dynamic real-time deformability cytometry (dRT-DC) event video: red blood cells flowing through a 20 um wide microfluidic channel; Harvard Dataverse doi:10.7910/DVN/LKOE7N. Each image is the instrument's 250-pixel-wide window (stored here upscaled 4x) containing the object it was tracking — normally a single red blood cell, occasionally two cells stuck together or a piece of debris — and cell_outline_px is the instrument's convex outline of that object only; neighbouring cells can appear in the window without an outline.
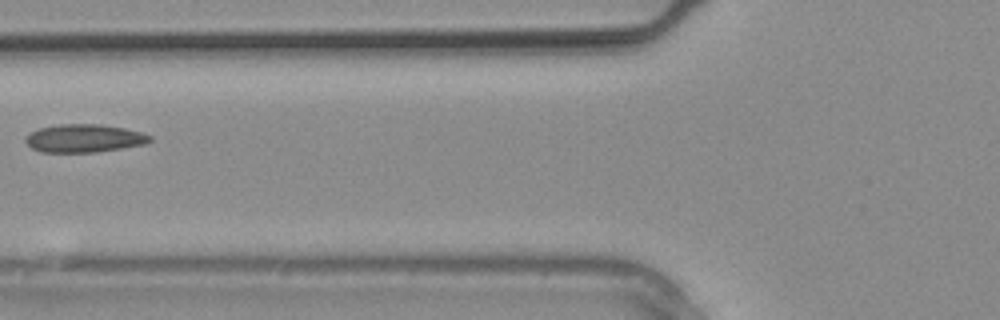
{"species": "common noctule bat (a hibernating species)", "species_latin": "Nyctalus noctula", "temperature_condition": "warm", "stored_images_in_passage": 5, "camera_frame_rate_fps": 3000, "um_per_image_px": 0.085, "animal": {"sex": "male", "body_mass_g": 20.4}, "frame": {"image": 1, "passage_image": 5, "time_ms": 1.333, "image_size_px": [1000, 320], "cell_outline_px": [[152, 140], [144, 144], [96, 152], [40, 152], [32, 148], [24, 140], [32, 132], [40, 128], [60, 124], [100, 124], [124, 128], [140, 132], [152, 136]], "centroid_in_image_um": [7.16, 11.75], "position_along_channel_um": 118.6, "area_um2": 20.11}}